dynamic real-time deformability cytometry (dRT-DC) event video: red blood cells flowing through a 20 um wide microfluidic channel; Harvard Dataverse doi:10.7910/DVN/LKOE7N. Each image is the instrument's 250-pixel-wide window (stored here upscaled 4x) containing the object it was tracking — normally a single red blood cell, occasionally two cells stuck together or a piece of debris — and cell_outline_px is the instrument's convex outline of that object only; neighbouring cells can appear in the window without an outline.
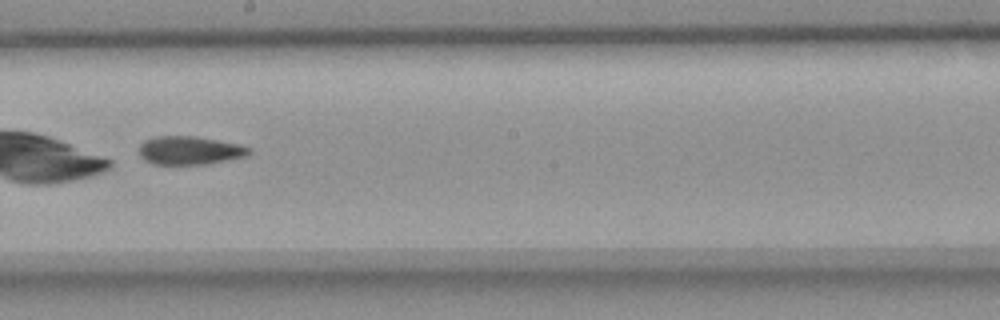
{"species": "common noctule bat (a hibernating species)", "species_latin": "Nyctalus noctula", "temperature_condition": "room temperature", "stored_images_in_passage": 55, "camera_frame_rate_fps": 3000, "um_per_image_px": 0.085, "animal": {"sex": "female", "body_mass_g": 18.4}, "frame": {"image": 1, "passage_image": 32, "time_ms": 10.333, "image_size_px": [1000, 320], "cell_outline_px": [[252, 152], [248, 156], [208, 164], [152, 164], [144, 160], [140, 156], [140, 144], [144, 140], [156, 136], [192, 136], [240, 144], [252, 148]], "centroid_in_image_um": [16.15, 12.79], "position_along_channel_um": 232.1, "area_um2": 18.32}, "authors_computed_cell_mechanics": {"area_um2": 19.363, "velocity_mm_per_s": 3.6826, "shape_relaxation_time_tau1_ms": 6.4453, "shape_relaxation_time_tau2_ms": null, "deformation_change_tau1": 0.1844, "deformation_change_tau2": null}}